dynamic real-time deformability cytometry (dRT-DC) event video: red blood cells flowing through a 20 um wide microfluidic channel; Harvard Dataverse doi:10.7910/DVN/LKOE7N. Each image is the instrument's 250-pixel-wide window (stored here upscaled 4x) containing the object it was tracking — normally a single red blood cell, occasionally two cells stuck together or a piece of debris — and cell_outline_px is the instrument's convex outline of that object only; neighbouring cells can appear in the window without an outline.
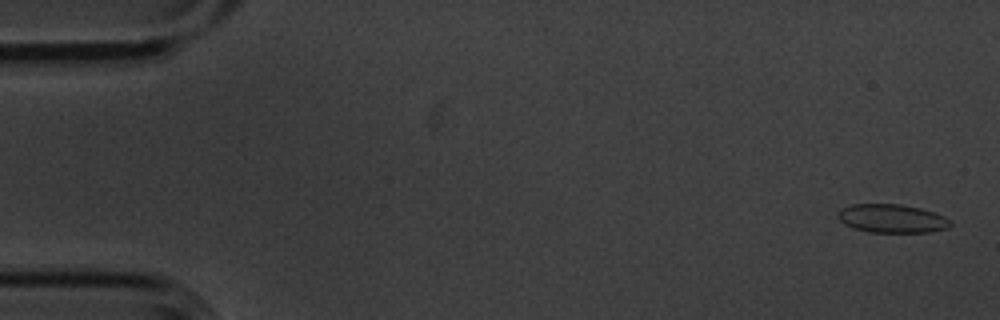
{"species": "common noctule bat (a hibernating species)", "species_latin": "Nyctalus noctula", "temperature_condition": "cold", "stored_images_in_passage": 5, "camera_frame_rate_fps": 3000, "um_per_image_px": 0.085, "animal": {"sex": "male", "body_mass_g": 20.1, "forearm_length_mm": 53.5}, "frame": {"image": 1, "passage_image": 1, "time_ms": 0.0, "image_size_px": [1000, 320], "cell_outline_px": [[952, 224], [948, 228], [928, 232], [868, 232], [852, 228], [844, 224], [840, 220], [836, 212], [840, 208], [852, 204], [900, 204], [920, 208], [944, 216]], "centroid_in_image_um": [75.76, 18.57], "position_along_channel_um": 9.2, "area_um2": 18.73}}
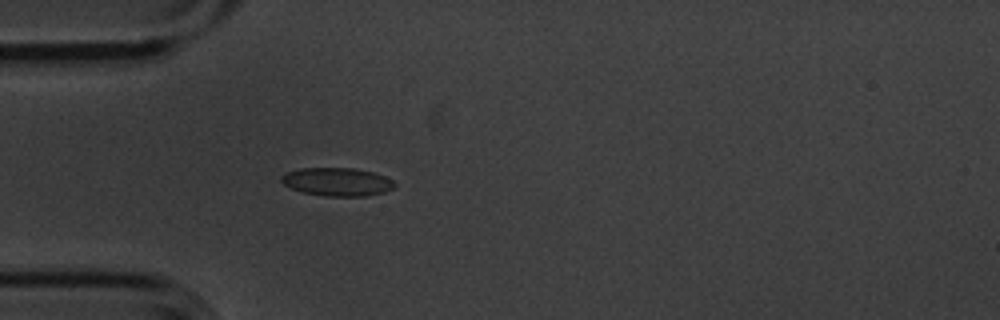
{"frame": {"image": 2, "passage_image": 5, "time_ms": 1.333, "image_size_px": [1000, 320], "cell_outline_px": [[396, 188], [384, 192], [364, 196], [324, 196], [304, 192], [292, 188], [284, 184], [280, 180], [280, 176], [284, 172], [300, 168], [356, 168], [372, 172], [384, 176], [392, 180], [396, 184]], "centroid_in_image_um": [28.66, 15.45], "position_along_channel_um": 56.3, "area_um2": 18.73}}